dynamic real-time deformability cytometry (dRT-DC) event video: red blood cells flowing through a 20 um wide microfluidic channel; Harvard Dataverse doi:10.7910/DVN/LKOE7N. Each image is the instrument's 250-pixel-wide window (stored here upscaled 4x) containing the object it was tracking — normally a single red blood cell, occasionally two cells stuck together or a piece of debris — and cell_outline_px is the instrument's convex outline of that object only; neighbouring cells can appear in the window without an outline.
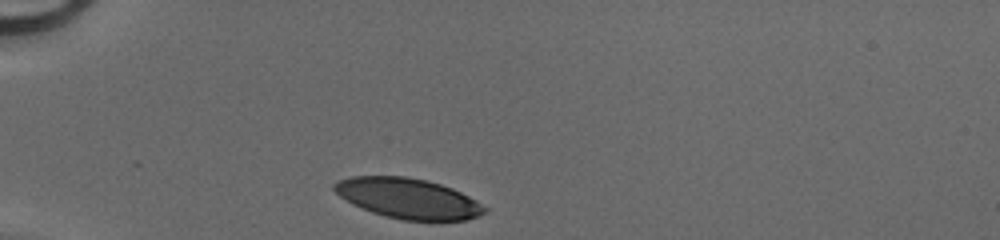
{"species": "human", "species_latin": "Homo sapiens", "temperature_condition": "cold", "stored_images_in_passage": 27, "camera_frame_rate_fps": 3000, "um_per_image_px": 0.085, "donor": {"sex": "male"}, "frame": {"image": 1, "passage_image": 1, "time_ms": 0.0, "image_size_px": [1000, 240], "cell_outline_px": [[488, 208], [480, 216], [464, 220], [400, 220], [384, 216], [372, 212], [352, 204], [340, 196], [332, 188], [332, 184], [340, 180], [352, 176], [408, 176], [428, 180], [452, 188], [476, 200]], "centroid_in_image_um": [34.68, 16.86], "position_along_channel_um": 50.3, "area_um2": 35.32}}
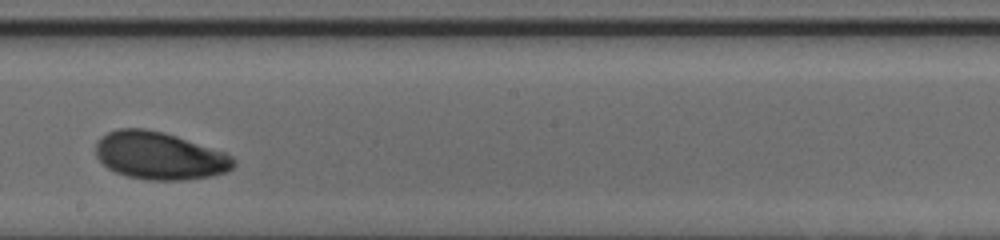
{"frame": {"image": 2, "passage_image": 16, "time_ms": 5.0, "image_size_px": [1000, 240], "cell_outline_px": [[236, 164], [232, 168], [224, 172], [212, 176], [184, 180], [148, 180], [128, 176], [116, 172], [108, 168], [96, 156], [96, 140], [100, 136], [108, 132], [120, 128], [144, 128], [164, 132], [224, 152], [232, 156], [236, 160]], "centroid_in_image_um": [13.55, 13.23], "position_along_channel_um": 234.7, "area_um2": 38.21}}
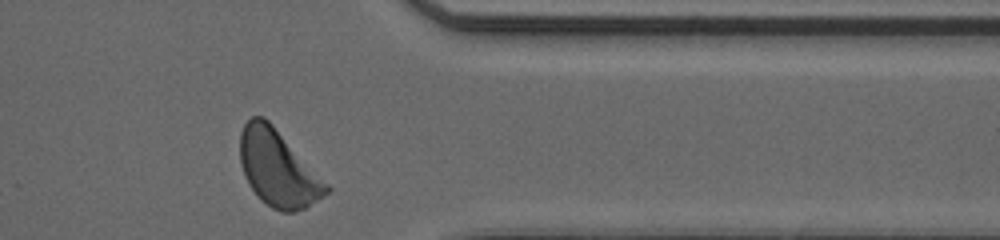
{"frame": {"image": 3, "passage_image": 27, "time_ms": 8.667, "image_size_px": [1000, 240], "cell_outline_px": [[332, 188], [328, 192], [304, 208], [292, 212], [280, 212], [272, 208], [260, 200], [248, 184], [244, 176], [240, 164], [240, 132], [244, 124], [252, 116], [264, 116], [272, 124]], "centroid_in_image_um": [23.59, 14.31], "position_along_channel_um": 387.8, "area_um2": 38.09}}